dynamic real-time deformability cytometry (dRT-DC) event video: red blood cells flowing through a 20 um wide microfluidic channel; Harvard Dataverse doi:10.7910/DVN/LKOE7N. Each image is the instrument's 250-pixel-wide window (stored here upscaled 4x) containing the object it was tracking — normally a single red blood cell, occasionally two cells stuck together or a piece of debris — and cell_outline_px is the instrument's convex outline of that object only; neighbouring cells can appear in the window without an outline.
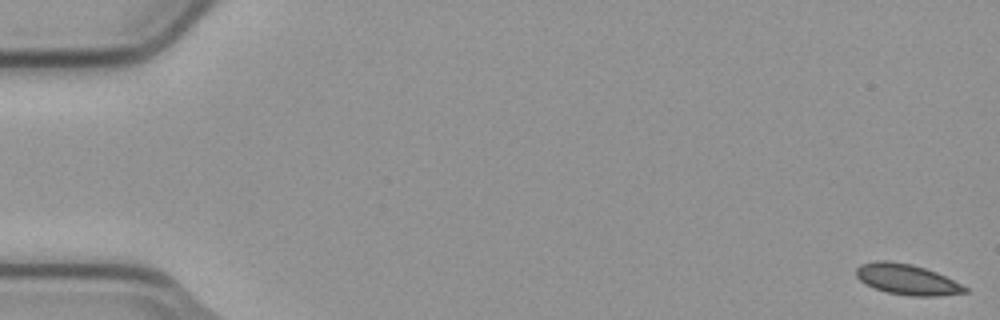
{"species": "common noctule bat (a hibernating species)", "species_latin": "Nyctalus noctula", "temperature_condition": "cold", "stored_images_in_passage": 10, "camera_frame_rate_fps": 3000, "um_per_image_px": 0.085, "animal": {"sex": "male", "body_mass_g": 23.1, "forearm_length_mm": 52.7}, "frame": {"image": 1, "passage_image": 1, "time_ms": 0.0, "image_size_px": [1000, 320], "cell_outline_px": [[968, 292], [936, 296], [912, 296], [888, 292], [876, 288], [860, 280], [856, 276], [856, 268], [860, 264], [876, 260], [888, 260], [912, 264], [936, 272], [968, 288]], "centroid_in_image_um": [77.07, 23.73], "position_along_channel_um": 7.9, "area_um2": 19.13}}
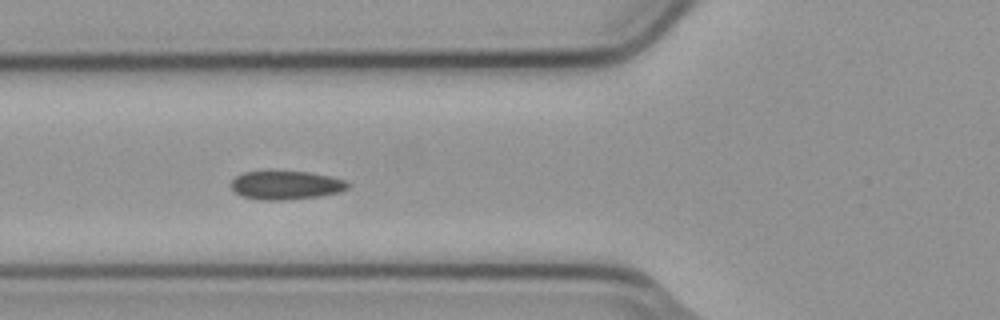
{"frame": {"image": 2, "passage_image": 6, "time_ms": 1.667, "image_size_px": [1000, 320], "cell_outline_px": [[352, 184], [348, 188], [340, 192], [320, 196], [284, 200], [256, 200], [240, 196], [232, 188], [232, 180], [236, 176], [244, 172], [272, 168], [308, 172], [348, 180]], "centroid_in_image_um": [24.3, 15.7], "position_along_channel_um": 101.5, "area_um2": 20.4}}
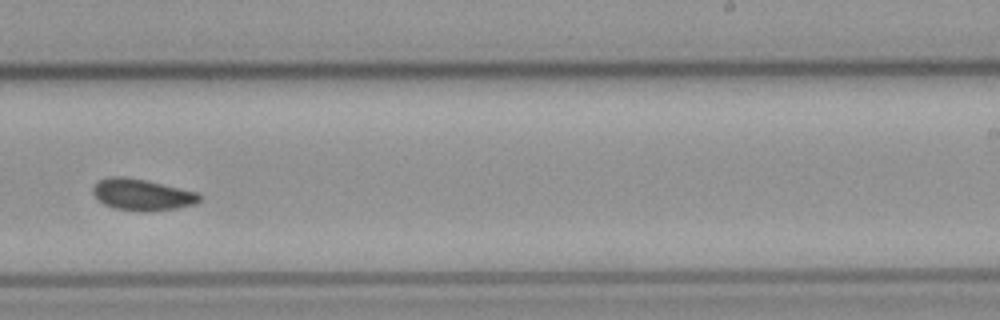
{"frame": {"image": 3, "passage_image": 10, "time_ms": 3.0, "image_size_px": [1000, 320], "cell_outline_px": [[200, 200], [196, 204], [176, 208], [148, 212], [144, 212], [112, 208], [96, 200], [92, 192], [92, 188], [100, 180], [108, 176], [124, 176], [148, 180], [200, 192]], "centroid_in_image_um": [12.08, 16.54], "position_along_channel_um": 276.9, "area_um2": 20.0}}